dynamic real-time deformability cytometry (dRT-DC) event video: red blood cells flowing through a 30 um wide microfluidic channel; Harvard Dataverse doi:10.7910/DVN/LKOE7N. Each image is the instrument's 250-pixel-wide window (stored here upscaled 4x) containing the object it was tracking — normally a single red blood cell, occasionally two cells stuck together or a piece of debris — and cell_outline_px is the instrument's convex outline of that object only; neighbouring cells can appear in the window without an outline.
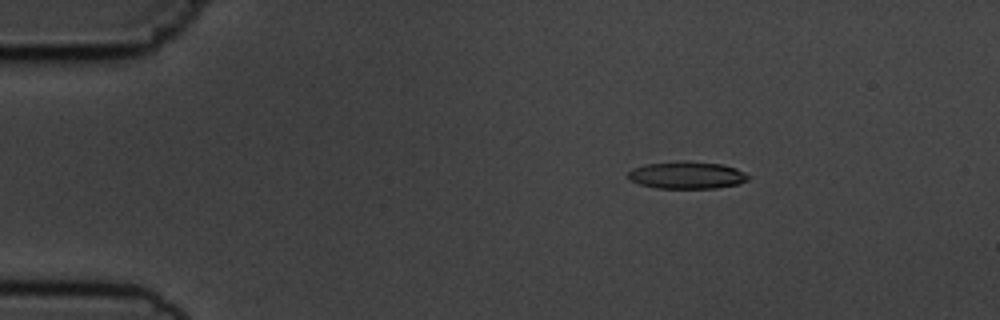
{"species": "common noctule bat (a hibernating species)", "species_latin": "Nyctalus noctula", "temperature_condition": "cold", "stored_images_in_passage": 5, "camera_frame_rate_fps": 3000, "um_per_image_px": 0.085, "animal": {"sex": "male", "body_mass_g": 19.5, "forearm_length_mm": 54.6}, "frame": {"image": 1, "passage_image": 3, "time_ms": 2.333, "image_size_px": [1000, 320], "cell_outline_px": [[748, 180], [740, 184], [716, 188], [656, 188], [640, 184], [632, 180], [628, 176], [628, 172], [632, 168], [644, 164], [684, 160], [724, 164], [736, 168], [744, 172], [748, 176]], "centroid_in_image_um": [58.4, 14.87], "position_along_channel_um": 26.6, "area_um2": 19.25}}